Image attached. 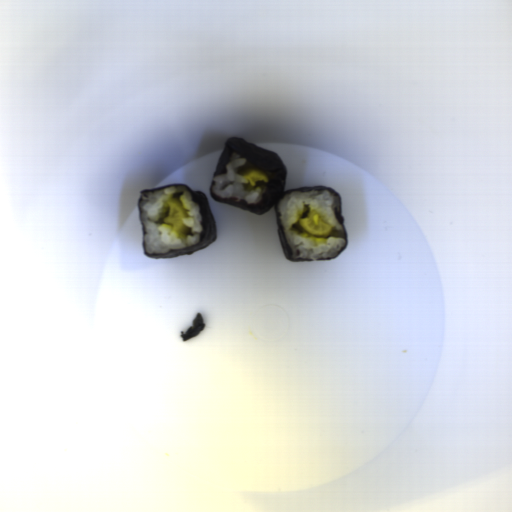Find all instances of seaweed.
Segmentation results:
<instances>
[{"mask_svg": "<svg viewBox=\"0 0 512 512\" xmlns=\"http://www.w3.org/2000/svg\"><path fill=\"white\" fill-rule=\"evenodd\" d=\"M178 185L185 187L190 192L193 202L196 203L197 205H199L200 215H201V219H202L201 225L203 228V231L200 236V242L197 243L195 246L186 247V248H182V249H178V250H170L169 253H159V254L146 253V251L144 249V245H143V240H142L144 229L139 220V217H140L139 202H140L142 196L145 195L146 193L160 190L163 188H167L170 186H178ZM137 206H138V222H139V225L142 230V235H141L142 250H143V255H145L147 257H151L154 259H171V258L179 257L182 255H191L196 251L206 249L212 243H214L217 239L216 225H215V221H214L213 214L211 211L210 203H209V200H208L206 194L203 193L202 191H194L187 185L179 184V183L178 184H168V185H164V186L157 187L154 189L146 188V189H142L140 191L139 198L137 201Z\"/></svg>", "mask_w": 512, "mask_h": 512, "instance_id": "2", "label": "seaweed"}, {"mask_svg": "<svg viewBox=\"0 0 512 512\" xmlns=\"http://www.w3.org/2000/svg\"><path fill=\"white\" fill-rule=\"evenodd\" d=\"M238 153L242 158H247V162L240 166L237 170V173L239 176H243V174L249 170H260L262 173H264L268 178L269 182H257L260 186H266V191L259 203L255 204H249L245 201H238L235 198H226V199H220L217 196L214 195L211 188L215 185V182L212 181L214 176L218 174L226 173V164L230 161L232 154ZM286 175H287V169L284 164V162L281 160V158L276 155L273 151H269L266 149H262L260 147H257L253 144H250L246 142L242 137H230L227 139L224 149L218 159L217 165L215 167V170L213 172L211 184H210V197L214 201H218L221 203L228 204L230 206L239 208L241 210L247 211L249 213H252L254 215H262L265 214L267 211H269L271 208H274L275 215H276V223H277V230H278V236L280 241L281 249L285 255L286 258H288L291 261H318V260H333L337 258L339 255H341L344 250L347 248L348 244V236H347V230L346 226L344 224L345 219L342 216V198L340 195L334 191L331 187H320V186H308V187H299L291 190H285L286 185ZM314 189H326L330 193H332L338 203L335 207V216L338 220V222L342 225L344 231H345V246L342 251H340L335 257L331 258H324V259H293L286 239L284 237L276 205L277 203L288 193H291L293 191H311Z\"/></svg>", "mask_w": 512, "mask_h": 512, "instance_id": "1", "label": "seaweed"}]
</instances>
